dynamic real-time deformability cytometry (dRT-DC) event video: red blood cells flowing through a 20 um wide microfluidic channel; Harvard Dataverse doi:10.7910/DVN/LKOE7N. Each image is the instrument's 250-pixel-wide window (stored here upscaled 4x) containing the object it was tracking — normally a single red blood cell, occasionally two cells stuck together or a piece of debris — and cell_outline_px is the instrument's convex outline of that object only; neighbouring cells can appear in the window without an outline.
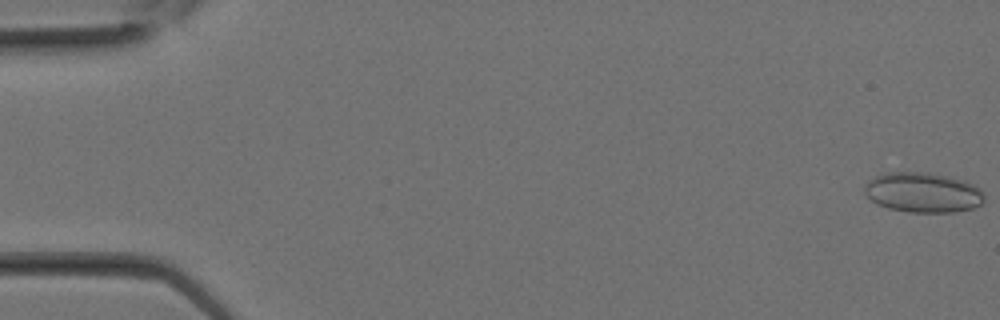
{"species": "Egyptian fruit bat (a non-hibernating species)", "species_latin": "Rousettus aegyptiacus", "temperature_condition": "room temperature", "stored_images_in_passage": 13, "camera_frame_rate_fps": 3000, "um_per_image_px": 0.085, "animal": {"sex": "female"}, "frame": {"image": 1, "passage_image": 1, "time_ms": 0.0, "image_size_px": [1000, 320], "cell_outline_px": [[984, 200], [980, 204], [972, 208], [952, 212], [908, 212], [888, 208], [876, 204], [864, 192], [864, 184], [868, 180], [884, 172], [928, 172], [948, 176], [964, 180], [980, 188], [984, 196]], "centroid_in_image_um": [78.42, 16.35], "position_along_channel_um": 6.6, "area_um2": 28.03}}
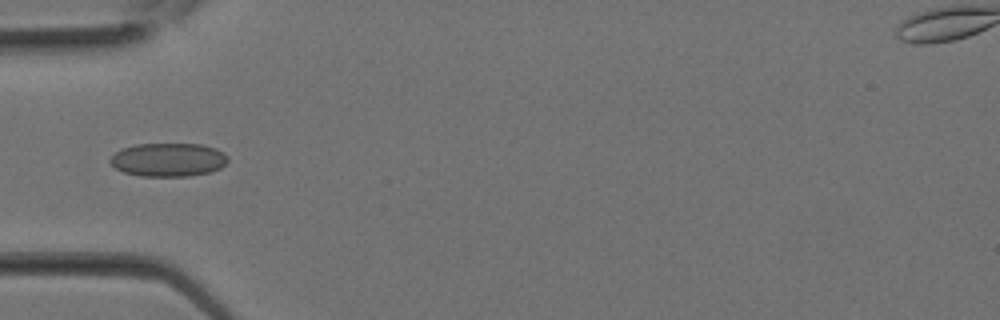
{"frame": {"image": 2, "passage_image": 10, "time_ms": 3.0, "image_size_px": [1000, 320], "cell_outline_px": [[228, 160], [220, 168], [212, 172], [188, 176], [140, 176], [124, 172], [116, 168], [108, 160], [120, 148], [136, 144], [200, 144], [216, 148], [224, 152], [228, 156]], "centroid_in_image_um": [14.31, 13.57], "position_along_channel_um": 70.7, "area_um2": 23.12}}
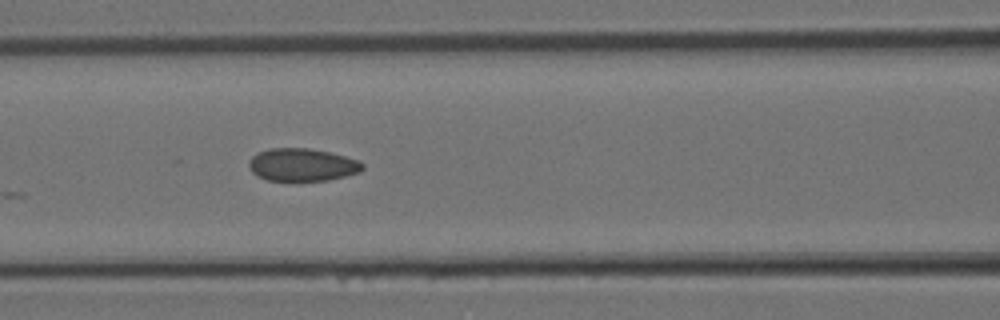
{"frame": {"image": 3, "passage_image": 13, "time_ms": 4.0, "image_size_px": [1000, 320], "cell_outline_px": [[364, 168], [360, 172], [328, 180], [268, 180], [256, 176], [248, 168], [248, 160], [252, 156], [268, 148], [308, 148], [328, 152], [360, 160], [364, 164]], "centroid_in_image_um": [25.67, 14.0], "position_along_channel_um": 140.9, "area_um2": 21.68}}